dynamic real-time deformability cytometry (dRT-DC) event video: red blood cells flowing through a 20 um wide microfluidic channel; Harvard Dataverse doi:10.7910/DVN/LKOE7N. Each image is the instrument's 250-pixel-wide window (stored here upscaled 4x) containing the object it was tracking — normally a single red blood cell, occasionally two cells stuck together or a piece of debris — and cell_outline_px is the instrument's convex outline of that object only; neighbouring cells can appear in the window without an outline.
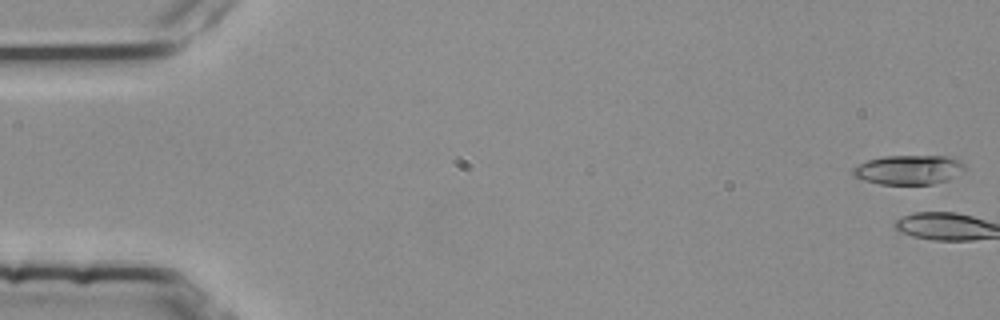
{"species": "common noctule bat (a hibernating species)", "species_latin": "Nyctalus noctula", "temperature_condition": "room temperature", "stored_images_in_passage": 3, "camera_frame_rate_fps": 3000, "um_per_image_px": 0.085, "animal": {"sex": "female", "body_mass_g": 25.1}, "frame": {"image": 1, "passage_image": 1, "time_ms": 0.0, "image_size_px": [1000, 320], "cell_outline_px": [[964, 168], [948, 180], [932, 184], [880, 184], [864, 180], [852, 176], [852, 168], [868, 160], [884, 156], [948, 156], [960, 160], [964, 164]], "centroid_in_image_um": [77.21, 14.43], "position_along_channel_um": 7.8, "area_um2": 19.02}}